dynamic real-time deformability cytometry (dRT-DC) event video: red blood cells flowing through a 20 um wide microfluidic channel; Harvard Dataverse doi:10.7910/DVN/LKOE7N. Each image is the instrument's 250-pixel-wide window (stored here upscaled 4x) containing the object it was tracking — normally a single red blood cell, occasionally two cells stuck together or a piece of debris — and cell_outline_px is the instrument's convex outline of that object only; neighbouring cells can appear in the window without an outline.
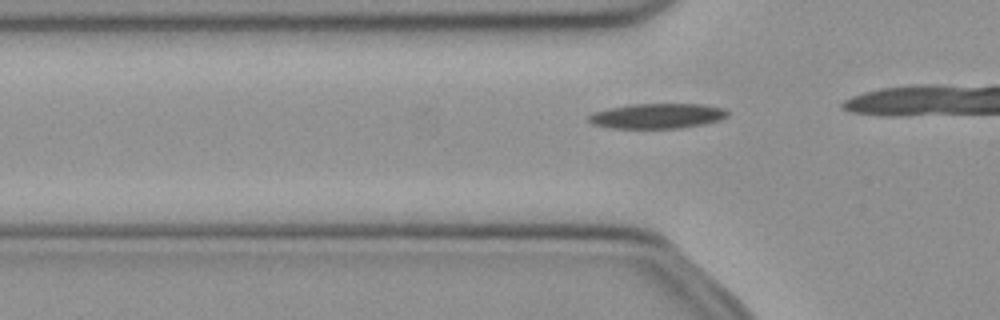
{"species": "common noctule bat (a hibernating species)", "species_latin": "Nyctalus noctula", "temperature_condition": "cold", "stored_images_in_passage": 14, "camera_frame_rate_fps": 3000, "um_per_image_px": 0.085, "animal": {"sex": "female", "body_mass_g": 21.9}, "frame": {"image": 1, "passage_image": 8, "time_ms": 2.333, "image_size_px": [1000, 320], "cell_outline_px": [[728, 116], [704, 124], [680, 128], [612, 128], [592, 124], [588, 120], [588, 116], [596, 112], [608, 108], [632, 104], [700, 104], [724, 108], [728, 112]], "centroid_in_image_um": [55.86, 9.85], "position_along_channel_um": 69.9, "area_um2": 20.11}}